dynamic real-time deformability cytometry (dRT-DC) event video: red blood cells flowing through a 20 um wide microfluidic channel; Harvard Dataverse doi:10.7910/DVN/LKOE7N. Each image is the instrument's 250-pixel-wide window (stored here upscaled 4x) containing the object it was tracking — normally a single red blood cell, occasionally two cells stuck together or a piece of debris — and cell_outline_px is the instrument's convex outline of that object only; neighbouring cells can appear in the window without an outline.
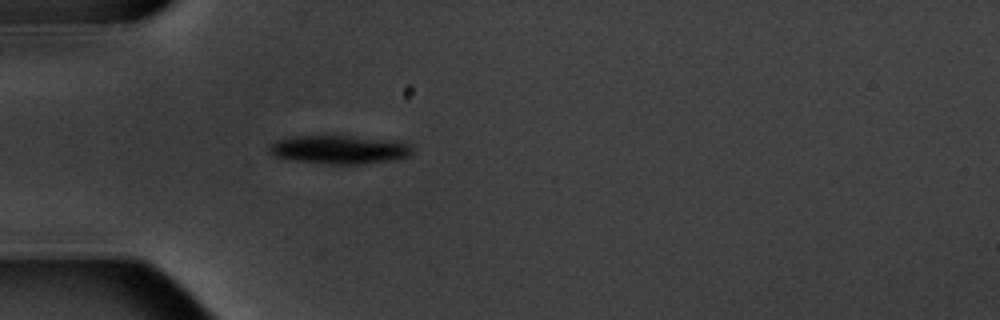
{"species": "common noctule bat (a hibernating species)", "species_latin": "Nyctalus noctula", "temperature_condition": "warm", "stored_images_in_passage": 2, "camera_frame_rate_fps": 3000, "um_per_image_px": 0.085, "animal": {"sex": "male", "body_mass_g": 20.1, "forearm_length_mm": 53.5}, "frame": {"image": 1, "passage_image": 2, "time_ms": 1.333, "image_size_px": [1000, 320], "cell_outline_px": [[412, 152], [408, 156], [396, 160], [364, 164], [324, 164], [296, 160], [276, 156], [268, 152], [268, 144], [276, 140], [296, 136], [344, 136], [396, 140], [408, 144], [412, 148]], "centroid_in_image_um": [28.85, 12.72], "position_along_channel_um": 56.2, "area_um2": 23.81}}